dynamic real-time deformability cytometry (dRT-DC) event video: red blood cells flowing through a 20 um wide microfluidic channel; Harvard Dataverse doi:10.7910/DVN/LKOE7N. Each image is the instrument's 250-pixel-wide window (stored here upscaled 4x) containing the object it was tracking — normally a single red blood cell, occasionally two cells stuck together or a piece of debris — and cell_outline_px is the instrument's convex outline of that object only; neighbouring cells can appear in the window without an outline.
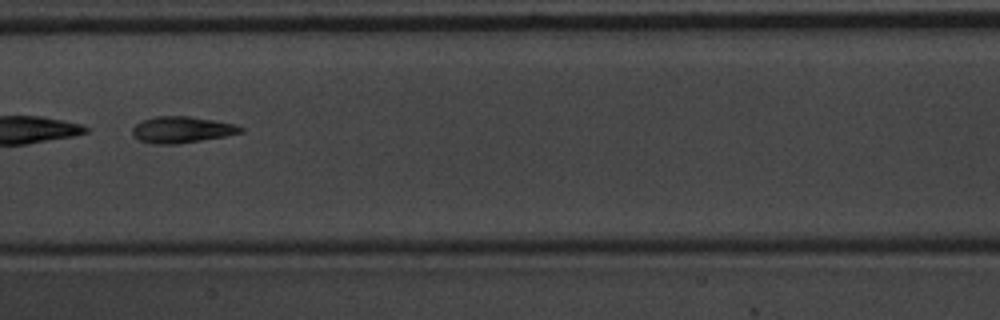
{"species": "common noctule bat (a hibernating species)", "species_latin": "Nyctalus noctula", "temperature_condition": "warm", "stored_images_in_passage": 11, "camera_frame_rate_fps": 3000, "um_per_image_px": 0.085, "animal": {"sex": "male", "body_mass_g": 20.1, "forearm_length_mm": 53.5}, "frame": {"image": 1, "passage_image": 8, "time_ms": 2.333, "image_size_px": [1000, 320], "cell_outline_px": [[244, 132], [224, 136], [176, 144], [156, 144], [140, 140], [132, 136], [132, 128], [136, 124], [144, 120], [156, 116], [188, 116], [216, 120], [236, 124], [244, 128]], "centroid_in_image_um": [15.47, 11.01], "position_along_channel_um": 191.9, "area_um2": 16.59}}